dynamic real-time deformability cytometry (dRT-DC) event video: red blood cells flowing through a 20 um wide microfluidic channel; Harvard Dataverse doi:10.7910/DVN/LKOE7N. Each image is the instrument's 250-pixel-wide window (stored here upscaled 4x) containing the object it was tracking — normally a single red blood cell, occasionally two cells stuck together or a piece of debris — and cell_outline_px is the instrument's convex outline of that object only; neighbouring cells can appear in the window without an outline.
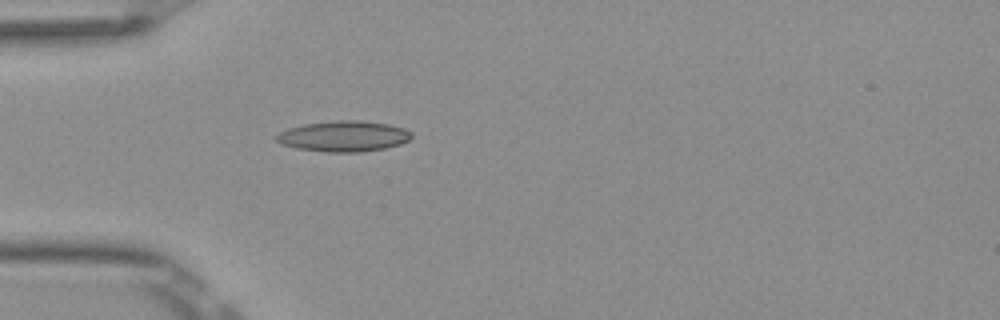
{"species": "Egyptian fruit bat (a non-hibernating species)", "species_latin": "Rousettus aegyptiacus", "temperature_condition": "room temperature", "stored_images_in_passage": 5, "camera_frame_rate_fps": 3000, "um_per_image_px": 0.085, "frame": {"image": 1, "passage_image": 5, "time_ms": 1.333, "image_size_px": [1000, 320], "cell_outline_px": [[412, 136], [408, 140], [400, 144], [384, 148], [360, 152], [328, 152], [296, 148], [280, 144], [272, 136], [288, 128], [304, 124], [340, 120], [360, 120], [388, 124], [404, 128], [412, 132]], "centroid_in_image_um": [29.18, 11.58], "position_along_channel_um": 55.8, "area_um2": 24.22}}